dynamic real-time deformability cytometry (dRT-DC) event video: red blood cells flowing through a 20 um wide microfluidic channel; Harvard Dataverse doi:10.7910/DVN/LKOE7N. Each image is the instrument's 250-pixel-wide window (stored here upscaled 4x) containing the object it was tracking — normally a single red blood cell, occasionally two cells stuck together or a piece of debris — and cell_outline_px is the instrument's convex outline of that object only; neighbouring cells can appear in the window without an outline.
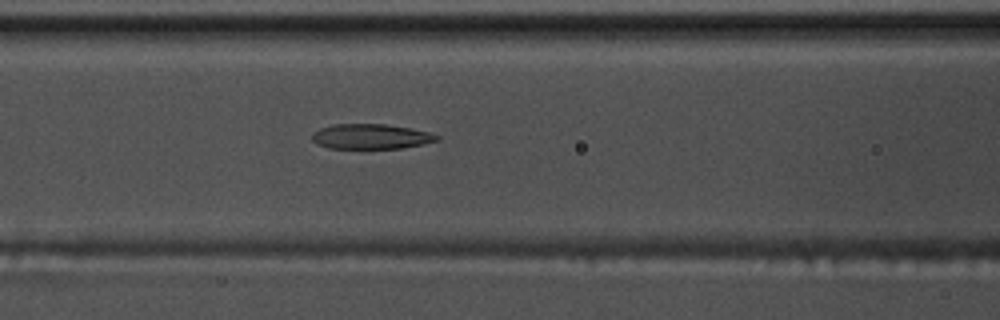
{"species": "common noctule bat (a hibernating species)", "species_latin": "Nyctalus noctula", "temperature_condition": "warm", "stored_images_in_passage": 53, "camera_frame_rate_fps": 3000, "um_per_image_px": 0.085, "animal": {"sex": "male", "body_mass_g": 17.5, "forearm_length_mm": 52.3}, "frame": {"image": 1, "passage_image": 22, "time_ms": 7.0, "image_size_px": [1000, 320], "cell_outline_px": [[440, 140], [424, 144], [400, 148], [328, 148], [316, 144], [312, 140], [312, 132], [320, 128], [332, 124], [384, 124], [412, 128], [428, 132], [440, 136]], "centroid_in_image_um": [31.52, 11.6], "position_along_channel_um": 135.1, "area_um2": 18.32}}
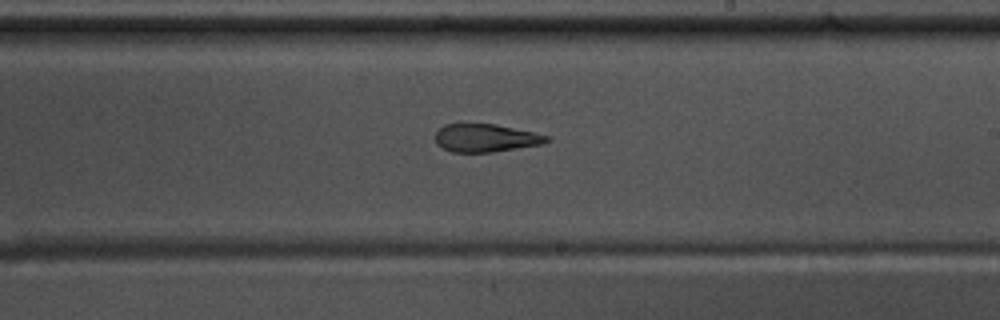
{"frame": {"image": 2, "passage_image": 31, "time_ms": 10.0, "image_size_px": [1000, 320], "cell_outline_px": [[552, 140], [540, 144], [492, 152], [452, 152], [436, 144], [436, 132], [444, 124], [496, 124], [552, 136]], "centroid_in_image_um": [41.31, 11.72], "position_along_channel_um": 247.7, "area_um2": 18.09}}
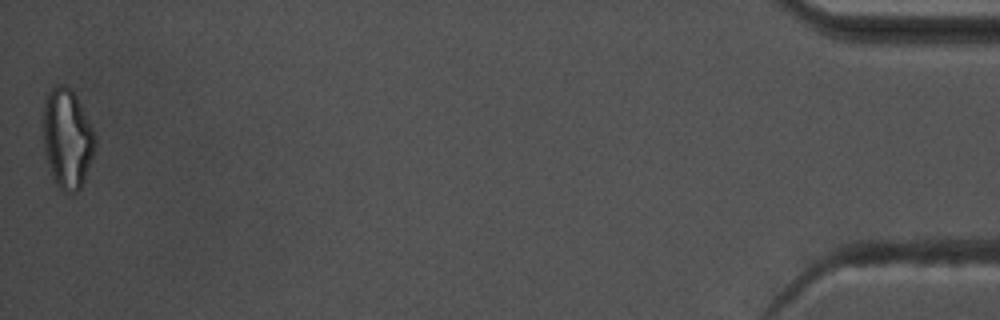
{"frame": {"image": 3, "passage_image": 53, "time_ms": 17.333, "image_size_px": [1000, 320], "cell_outline_px": [[96, 144], [84, 180], [80, 188], [72, 196], [64, 192], [56, 184], [52, 176], [44, 144], [44, 96], [52, 88], [60, 84], [64, 84], [72, 88], [96, 136]], "centroid_in_image_um": [5.72, 11.77], "position_along_channel_um": 429.5, "area_um2": 29.88}, "authors_computed_cell_mechanics": {"area_um2": 20.3456, "velocity_mm_per_s": 3.7728, "shape_relaxation_time_tau1_ms": null, "shape_relaxation_time_tau2_ms": 2.5724, "deformation_change_tau1": null, "deformation_change_tau2": 0.1175}}